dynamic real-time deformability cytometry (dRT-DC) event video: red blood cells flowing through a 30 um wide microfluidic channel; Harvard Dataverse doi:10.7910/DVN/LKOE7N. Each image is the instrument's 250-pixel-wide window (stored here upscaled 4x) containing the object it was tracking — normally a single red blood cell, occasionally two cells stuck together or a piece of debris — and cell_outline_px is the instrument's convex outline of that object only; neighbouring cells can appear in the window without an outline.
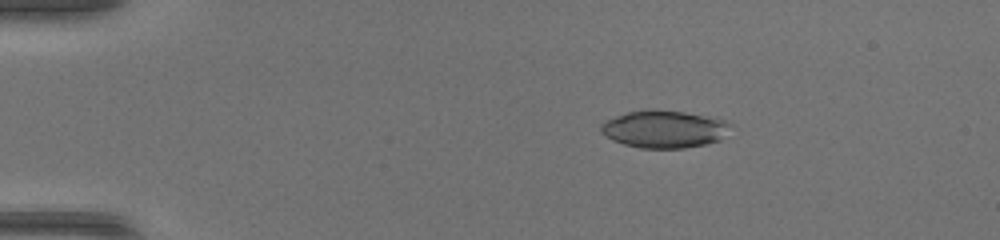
{"species": "common noctule bat (a hibernating species)", "species_latin": "Nyctalus noctula", "temperature_condition": "warm", "stored_images_in_passage": 47, "camera_frame_rate_fps": 3000, "um_per_image_px": 0.085, "animal": {"sex": "female", "body_mass_g": 17.0, "forearm_length_mm": 48.0}, "frame": {"image": 1, "passage_image": 9, "time_ms": 2.667, "image_size_px": [1000, 240], "cell_outline_px": [[732, 124], [720, 140], [704, 144], [684, 148], [640, 148], [624, 144], [612, 140], [600, 132], [600, 124], [604, 120], [628, 112], [644, 108], [652, 108], [716, 116]], "centroid_in_image_um": [56.44, 10.95], "position_along_channel_um": 28.6, "area_um2": 28.73}}
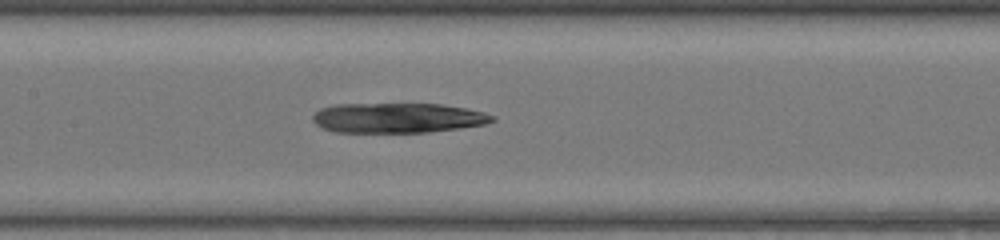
{"frame": {"image": 2, "passage_image": 24, "time_ms": 7.667, "image_size_px": [1000, 240], "cell_outline_px": [[496, 120], [484, 124], [460, 128], [428, 132], [332, 132], [316, 124], [312, 120], [312, 116], [320, 108], [336, 104], [440, 104], [464, 108], [484, 112], [496, 116]], "centroid_in_image_um": [33.8, 10.02], "position_along_channel_um": 173.6, "area_um2": 31.33}}
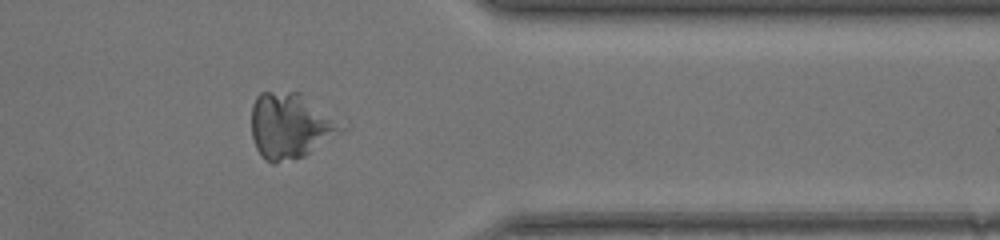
{"frame": {"image": 3, "passage_image": 39, "time_ms": 12.667, "image_size_px": [1000, 240], "cell_outline_px": [[348, 128], [304, 156], [276, 164], [272, 164], [264, 160], [256, 148], [252, 136], [252, 104], [256, 96], [260, 92], [300, 92]], "centroid_in_image_um": [24.66, 10.71], "position_along_channel_um": 386.7, "area_um2": 34.28}}